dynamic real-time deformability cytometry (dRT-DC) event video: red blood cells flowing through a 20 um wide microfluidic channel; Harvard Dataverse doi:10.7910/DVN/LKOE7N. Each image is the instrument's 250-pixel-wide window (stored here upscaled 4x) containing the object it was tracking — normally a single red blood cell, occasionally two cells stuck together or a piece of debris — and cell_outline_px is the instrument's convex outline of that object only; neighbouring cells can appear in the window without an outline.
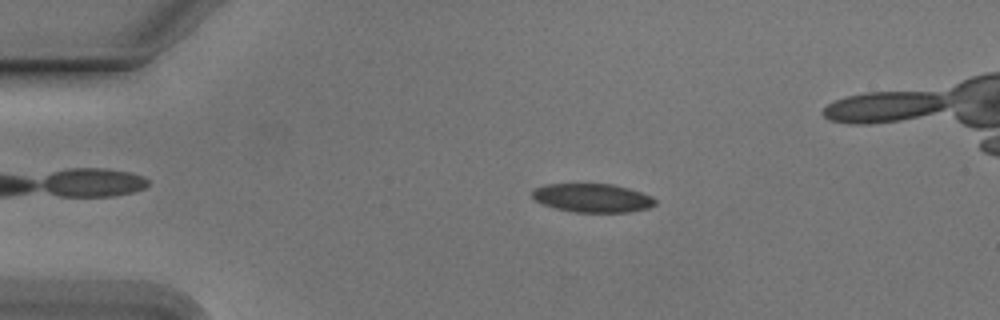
{"species": "Egyptian fruit bat (a non-hibernating species)", "species_latin": "Rousettus aegyptiacus", "temperature_condition": "cold", "stored_images_in_passage": 47, "camera_frame_rate_fps": 3000, "um_per_image_px": 0.085, "animal": {"sex": "male"}, "frame": {"image": 1, "passage_image": 8, "time_ms": 2.333, "image_size_px": [1000, 320], "cell_outline_px": [[656, 204], [648, 208], [628, 212], [576, 212], [556, 208], [544, 204], [536, 200], [532, 196], [532, 192], [536, 188], [544, 184], [612, 184], [628, 188], [652, 196], [656, 200]], "centroid_in_image_um": [50.38, 16.82], "position_along_channel_um": 34.6, "area_um2": 20.35}}
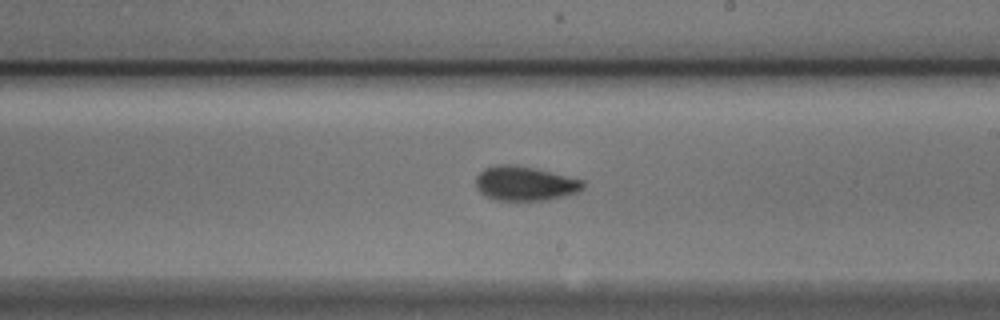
{"frame": {"image": 2, "passage_image": 28, "time_ms": 9.0, "image_size_px": [1000, 320], "cell_outline_px": [[584, 188], [580, 192], [564, 196], [544, 200], [496, 200], [484, 196], [476, 188], [476, 176], [484, 168], [496, 164], [516, 164], [536, 168], [584, 180]], "centroid_in_image_um": [44.61, 15.58], "position_along_channel_um": 244.4, "area_um2": 21.79}}
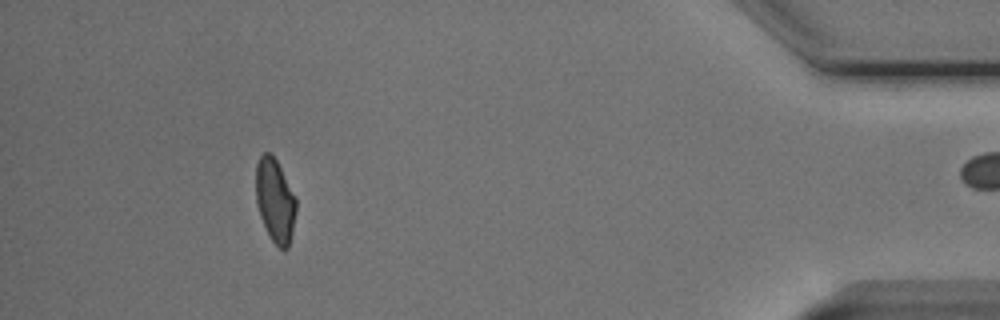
{"frame": {"image": 3, "passage_image": 46, "time_ms": 15.0, "image_size_px": [1000, 320], "cell_outline_px": [[296, 212], [292, 232], [288, 248], [284, 252], [272, 240], [260, 216], [256, 200], [256, 164], [260, 156], [264, 152], [268, 152], [276, 160], [296, 196]], "centroid_in_image_um": [23.39, 17.05], "position_along_channel_um": 411.8, "area_um2": 19.48}}